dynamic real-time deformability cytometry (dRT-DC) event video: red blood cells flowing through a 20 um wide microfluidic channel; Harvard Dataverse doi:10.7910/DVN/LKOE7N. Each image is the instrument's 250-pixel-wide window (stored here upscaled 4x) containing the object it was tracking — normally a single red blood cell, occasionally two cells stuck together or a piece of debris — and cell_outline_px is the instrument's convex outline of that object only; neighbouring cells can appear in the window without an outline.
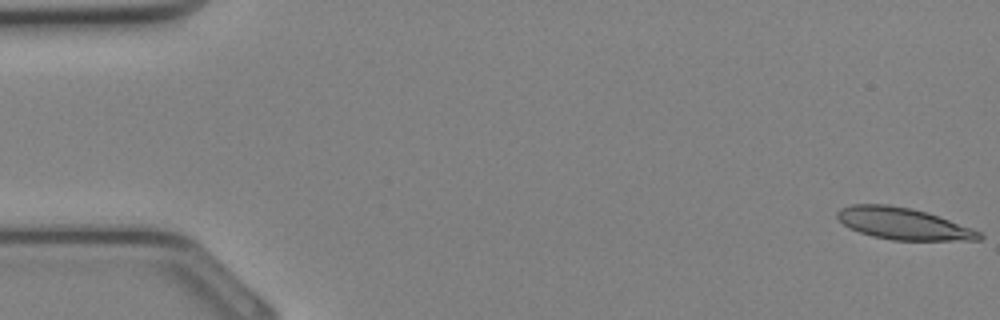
{"species": "Egyptian fruit bat (a non-hibernating species)", "species_latin": "Rousettus aegyptiacus", "temperature_condition": "cold", "stored_images_in_passage": 23, "camera_frame_rate_fps": 3000, "um_per_image_px": 0.085, "animal": {"sex": "female"}, "frame": {"image": 1, "passage_image": 1, "time_ms": 0.0, "image_size_px": [1000, 320], "cell_outline_px": [[984, 236], [980, 240], [892, 240], [872, 236], [848, 228], [836, 216], [836, 212], [840, 208], [852, 204], [888, 204], [912, 208], [928, 212], [972, 228], [980, 232]], "centroid_in_image_um": [76.77, 19.0], "position_along_channel_um": 8.2, "area_um2": 26.36}}
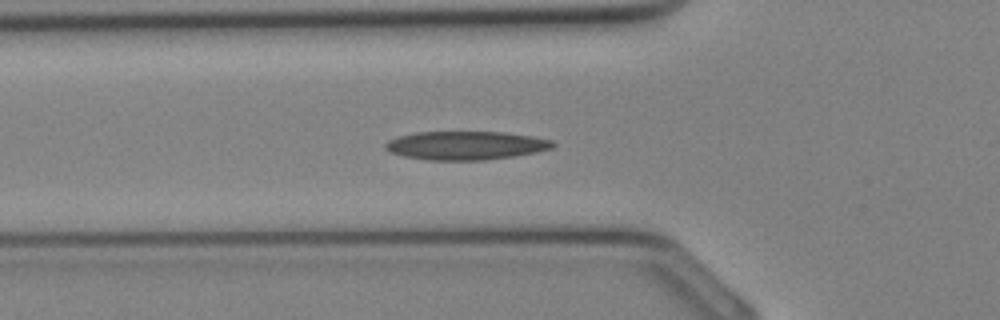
{"frame": {"image": 2, "passage_image": 12, "time_ms": 3.667, "image_size_px": [1000, 320], "cell_outline_px": [[556, 144], [552, 148], [536, 152], [512, 156], [484, 160], [428, 160], [404, 156], [392, 152], [384, 148], [384, 144], [388, 140], [396, 136], [416, 132], [504, 132], [532, 136], [552, 140]], "centroid_in_image_um": [39.57, 12.36], "position_along_channel_um": 86.2, "area_um2": 27.86}}
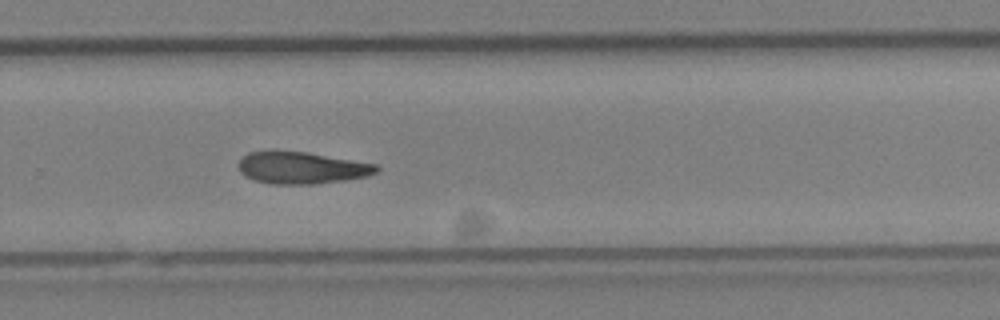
{"frame": {"image": 3, "passage_image": 23, "time_ms": 7.333, "image_size_px": [1000, 320], "cell_outline_px": [[380, 168], [376, 172], [368, 176], [344, 180], [312, 184], [272, 184], [256, 180], [240, 172], [236, 164], [240, 156], [248, 152], [268, 148], [276, 148], [308, 152], [376, 164]], "centroid_in_image_um": [25.54, 14.21], "position_along_channel_um": 304.3, "area_um2": 26.47}}